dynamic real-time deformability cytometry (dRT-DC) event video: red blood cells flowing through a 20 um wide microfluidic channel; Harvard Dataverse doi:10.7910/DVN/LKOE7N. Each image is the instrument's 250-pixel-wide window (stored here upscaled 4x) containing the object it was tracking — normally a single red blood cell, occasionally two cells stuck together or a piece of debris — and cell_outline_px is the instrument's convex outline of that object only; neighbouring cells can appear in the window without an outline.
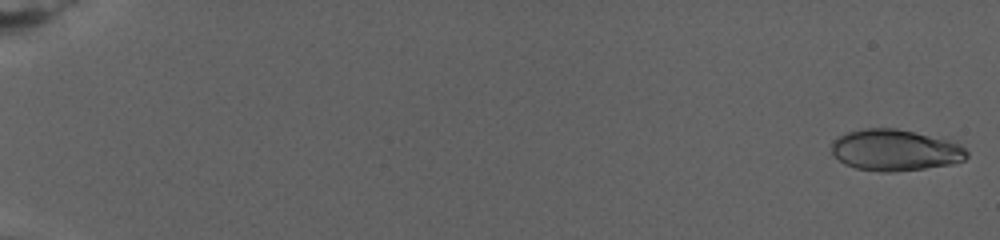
{"species": "human", "species_latin": "Homo sapiens", "temperature_condition": "warm", "stored_images_in_passage": 82, "camera_frame_rate_fps": 3000, "um_per_image_px": 0.085, "donor": {"sex": "female"}, "frame": {"image": 1, "passage_image": 2, "time_ms": 0.333, "image_size_px": [1000, 240], "cell_outline_px": [[968, 156], [964, 160], [952, 164], [924, 168], [892, 172], [884, 172], [856, 168], [844, 164], [832, 152], [832, 140], [836, 136], [848, 132], [864, 128], [896, 128], [948, 140], [960, 144], [968, 152]], "centroid_in_image_um": [76.07, 12.76], "position_along_channel_um": 8.9, "area_um2": 32.48}}
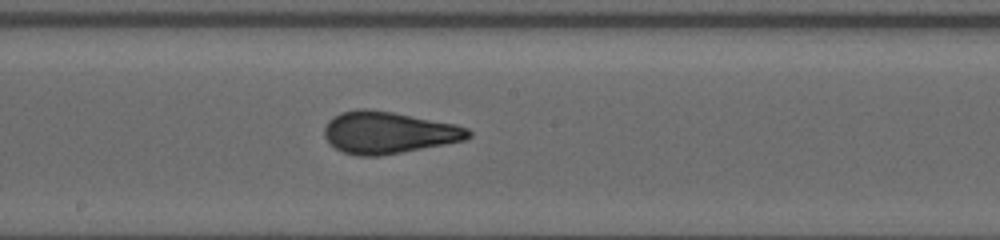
{"frame": {"image": 2, "passage_image": 46, "time_ms": 15.667, "image_size_px": [1000, 240], "cell_outline_px": [[472, 136], [464, 140], [444, 144], [380, 156], [356, 156], [344, 152], [328, 144], [324, 136], [324, 128], [328, 120], [340, 112], [360, 108], [364, 108], [392, 112], [456, 124], [468, 128], [472, 132]], "centroid_in_image_um": [32.98, 11.26], "position_along_channel_um": 215.2, "area_um2": 35.26}}
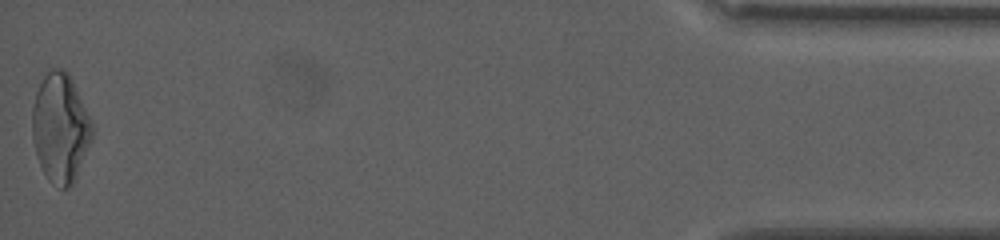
{"frame": {"image": 3, "passage_image": 82, "time_ms": 26.667, "image_size_px": [1000, 240], "cell_outline_px": [[92, 140], [76, 176], [72, 184], [68, 188], [60, 188], [52, 184], [48, 180], [36, 156], [32, 136], [32, 108], [36, 92], [48, 68], [60, 68], [68, 72], [72, 80], [92, 124]], "centroid_in_image_um": [5.1, 10.88], "position_along_channel_um": 430.1, "area_um2": 37.8}, "authors_computed_cell_mechanics": {"area_um2": 33.7552, "velocity_mm_per_s": 2.6795, "shape_relaxation_time_tau1_ms": 9.463, "shape_relaxation_time_tau2_ms": 0.9898, "deformation_change_tau1": 0.2284, "deformation_change_tau2": 0.0729}}